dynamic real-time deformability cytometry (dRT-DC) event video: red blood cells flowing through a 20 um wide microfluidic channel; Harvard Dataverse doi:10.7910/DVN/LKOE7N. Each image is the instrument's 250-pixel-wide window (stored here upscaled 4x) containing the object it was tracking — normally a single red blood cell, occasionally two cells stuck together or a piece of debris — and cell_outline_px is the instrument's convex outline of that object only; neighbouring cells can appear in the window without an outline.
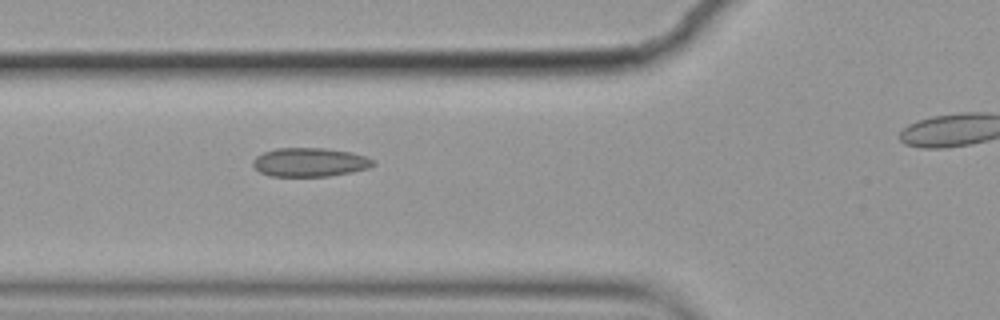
{"species": "common noctule bat (a hibernating species)", "species_latin": "Nyctalus noctula", "temperature_condition": "cold", "stored_images_in_passage": 17, "camera_frame_rate_fps": 3000, "um_per_image_px": 0.085, "animal": {"sex": "female", "body_mass_g": 19.9}, "frame": {"image": 1, "passage_image": 6, "time_ms": 1.667, "image_size_px": [1000, 320], "cell_outline_px": [[376, 164], [368, 168], [352, 172], [328, 176], [268, 176], [260, 172], [252, 164], [252, 160], [256, 156], [264, 152], [276, 148], [324, 148], [352, 152], [376, 160]], "centroid_in_image_um": [26.34, 13.79], "position_along_channel_um": 99.5, "area_um2": 20.29}}
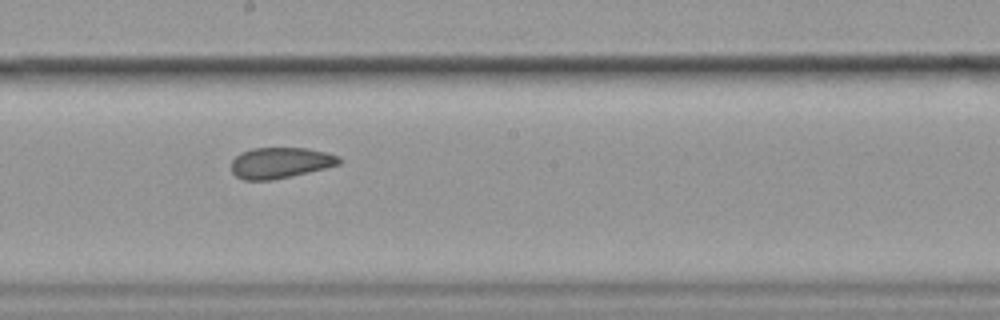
{"frame": {"image": 2, "passage_image": 10, "time_ms": 3.0, "image_size_px": [1000, 320], "cell_outline_px": [[344, 160], [340, 164], [308, 172], [272, 180], [244, 180], [236, 176], [232, 172], [232, 160], [240, 152], [252, 148], [308, 148], [328, 152], [340, 156]], "centroid_in_image_um": [23.85, 13.82], "position_along_channel_um": 224.3, "area_um2": 19.54}}
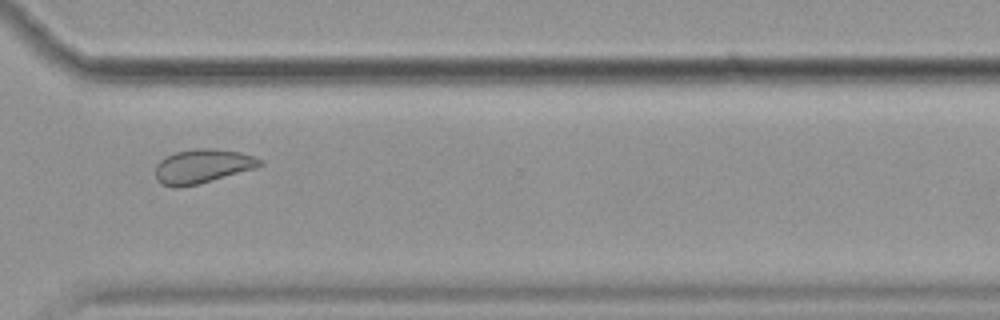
{"frame": {"image": 3, "passage_image": 13, "time_ms": 4.0, "image_size_px": [1000, 320], "cell_outline_px": [[264, 164], [256, 168], [196, 184], [176, 188], [172, 188], [160, 184], [156, 180], [156, 164], [164, 156], [176, 152], [196, 148], [212, 148], [240, 152], [256, 156], [264, 160]], "centroid_in_image_um": [17.2, 14.12], "position_along_channel_um": 353.4, "area_um2": 20.92}}